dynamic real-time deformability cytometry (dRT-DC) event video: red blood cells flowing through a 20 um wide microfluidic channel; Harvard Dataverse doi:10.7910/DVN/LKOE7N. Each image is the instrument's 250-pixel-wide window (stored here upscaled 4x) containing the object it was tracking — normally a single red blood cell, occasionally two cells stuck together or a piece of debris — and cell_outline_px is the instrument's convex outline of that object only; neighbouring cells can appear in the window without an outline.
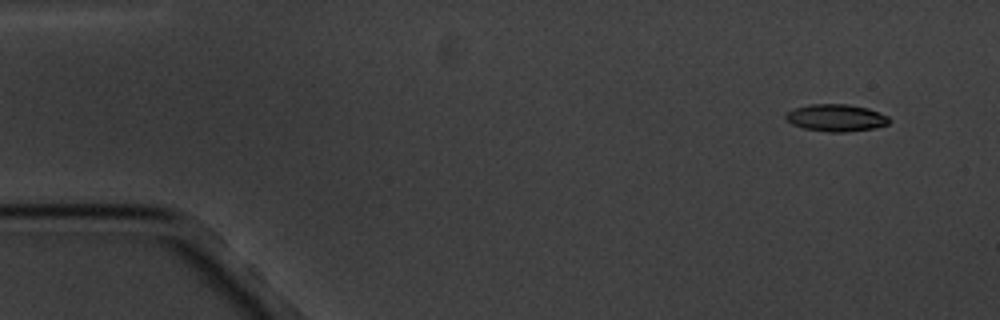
{"species": "common noctule bat (a hibernating species)", "species_latin": "Nyctalus noctula", "temperature_condition": "cold", "stored_images_in_passage": 5, "camera_frame_rate_fps": 3000, "um_per_image_px": 0.085, "animal": {"sex": "male", "body_mass_g": 20.1, "forearm_length_mm": 53.5}, "frame": {"image": 1, "passage_image": 1, "time_ms": 0.0, "image_size_px": [1000, 320], "cell_outline_px": [[892, 120], [888, 124], [876, 128], [844, 132], [828, 132], [804, 128], [792, 124], [784, 116], [792, 108], [808, 104], [848, 104], [868, 108], [880, 112], [888, 116]], "centroid_in_image_um": [71.09, 10.01], "position_along_channel_um": 13.9, "area_um2": 16.53}}
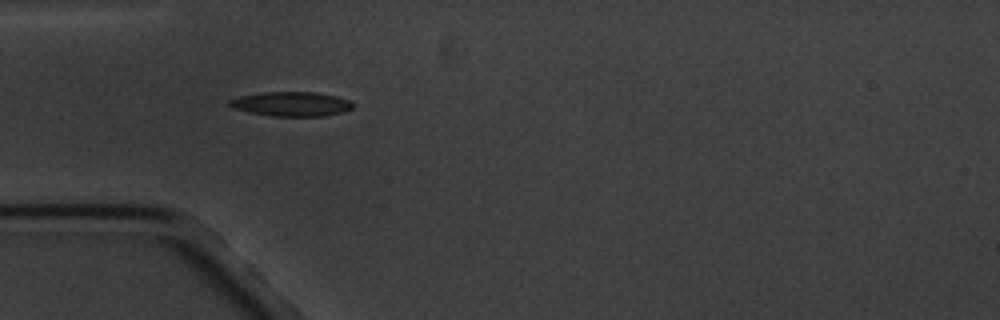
{"frame": {"image": 2, "passage_image": 4, "time_ms": 4.333, "image_size_px": [1000, 320], "cell_outline_px": [[356, 104], [352, 108], [340, 112], [324, 116], [272, 116], [232, 108], [228, 104], [228, 100], [240, 96], [260, 92], [316, 92], [336, 96], [348, 100]], "centroid_in_image_um": [24.76, 8.83], "position_along_channel_um": 60.2, "area_um2": 17.51}}
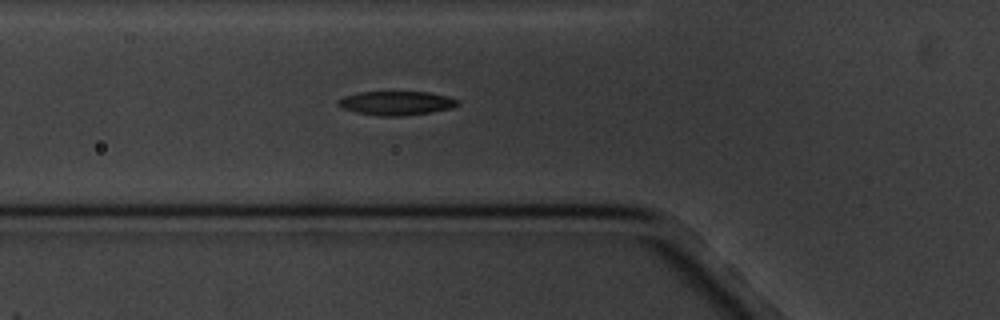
{"frame": {"image": 3, "passage_image": 5, "time_ms": 5.333, "image_size_px": [1000, 320], "cell_outline_px": [[460, 104], [452, 108], [432, 112], [400, 116], [380, 116], [356, 112], [344, 108], [336, 104], [336, 100], [344, 96], [360, 92], [428, 92], [448, 96], [456, 100]], "centroid_in_image_um": [33.68, 8.76], "position_along_channel_um": 92.1, "area_um2": 16.65}}